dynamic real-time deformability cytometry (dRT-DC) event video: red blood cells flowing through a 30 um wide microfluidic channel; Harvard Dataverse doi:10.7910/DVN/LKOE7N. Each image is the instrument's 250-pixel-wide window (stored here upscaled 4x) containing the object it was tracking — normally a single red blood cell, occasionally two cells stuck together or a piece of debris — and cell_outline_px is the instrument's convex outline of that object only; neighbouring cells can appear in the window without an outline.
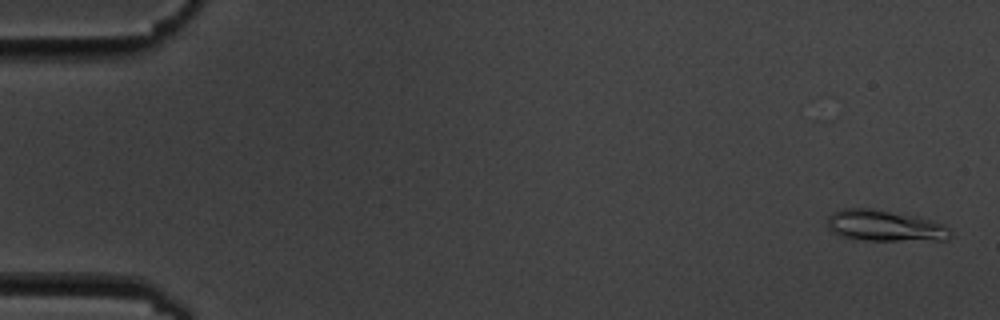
{"species": "common noctule bat (a hibernating species)", "species_latin": "Nyctalus noctula", "temperature_condition": "cold", "stored_images_in_passage": 6, "camera_frame_rate_fps": 3000, "um_per_image_px": 0.085, "animal": {"sex": "male", "body_mass_g": 19.5, "forearm_length_mm": 54.6}, "frame": {"image": 1, "passage_image": 1, "time_ms": 0.0, "image_size_px": [1000, 320], "cell_outline_px": [[952, 236], [944, 240], [864, 240], [840, 236], [828, 228], [828, 216], [832, 212], [840, 208], [872, 208], [916, 216], [932, 220], [944, 224], [948, 228]], "centroid_in_image_um": [75.2, 19.18], "position_along_channel_um": 9.8, "area_um2": 22.37}}